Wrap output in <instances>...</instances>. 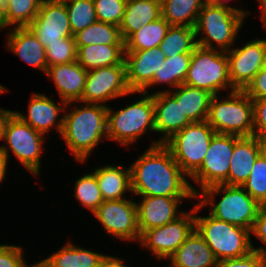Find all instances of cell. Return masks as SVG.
I'll list each match as a JSON object with an SVG mask.
<instances>
[{"label":"cell","instance_id":"obj_10","mask_svg":"<svg viewBox=\"0 0 266 267\" xmlns=\"http://www.w3.org/2000/svg\"><path fill=\"white\" fill-rule=\"evenodd\" d=\"M43 137L39 131L31 128L27 123L23 122L14 112H12L4 125L3 139L9 146H0V151L8 159V147L24 165V167L35 176L39 175L40 171V160Z\"/></svg>","mask_w":266,"mask_h":267},{"label":"cell","instance_id":"obj_49","mask_svg":"<svg viewBox=\"0 0 266 267\" xmlns=\"http://www.w3.org/2000/svg\"><path fill=\"white\" fill-rule=\"evenodd\" d=\"M8 160L9 159L0 151V183L5 178Z\"/></svg>","mask_w":266,"mask_h":267},{"label":"cell","instance_id":"obj_47","mask_svg":"<svg viewBox=\"0 0 266 267\" xmlns=\"http://www.w3.org/2000/svg\"><path fill=\"white\" fill-rule=\"evenodd\" d=\"M99 267H126L123 259L114 256L104 255Z\"/></svg>","mask_w":266,"mask_h":267},{"label":"cell","instance_id":"obj_24","mask_svg":"<svg viewBox=\"0 0 266 267\" xmlns=\"http://www.w3.org/2000/svg\"><path fill=\"white\" fill-rule=\"evenodd\" d=\"M7 37V47L21 60L34 66L43 73L47 72L45 47L39 42L37 36L29 27H14Z\"/></svg>","mask_w":266,"mask_h":267},{"label":"cell","instance_id":"obj_42","mask_svg":"<svg viewBox=\"0 0 266 267\" xmlns=\"http://www.w3.org/2000/svg\"><path fill=\"white\" fill-rule=\"evenodd\" d=\"M253 136L266 141V98L252 99Z\"/></svg>","mask_w":266,"mask_h":267},{"label":"cell","instance_id":"obj_26","mask_svg":"<svg viewBox=\"0 0 266 267\" xmlns=\"http://www.w3.org/2000/svg\"><path fill=\"white\" fill-rule=\"evenodd\" d=\"M166 92H169L180 103L183 113L191 123L207 120L213 96L210 92L184 83L173 92L170 90Z\"/></svg>","mask_w":266,"mask_h":267},{"label":"cell","instance_id":"obj_21","mask_svg":"<svg viewBox=\"0 0 266 267\" xmlns=\"http://www.w3.org/2000/svg\"><path fill=\"white\" fill-rule=\"evenodd\" d=\"M88 71L77 61L51 65L47 68L46 75L51 78L58 90L61 100L70 106L81 99Z\"/></svg>","mask_w":266,"mask_h":267},{"label":"cell","instance_id":"obj_23","mask_svg":"<svg viewBox=\"0 0 266 267\" xmlns=\"http://www.w3.org/2000/svg\"><path fill=\"white\" fill-rule=\"evenodd\" d=\"M168 259L170 267H218L219 263L196 229Z\"/></svg>","mask_w":266,"mask_h":267},{"label":"cell","instance_id":"obj_4","mask_svg":"<svg viewBox=\"0 0 266 267\" xmlns=\"http://www.w3.org/2000/svg\"><path fill=\"white\" fill-rule=\"evenodd\" d=\"M195 229L206 241L218 261L238 258L252 250L266 254L264 247L255 248L251 242L250 229L234 226L212 215L199 217L195 215Z\"/></svg>","mask_w":266,"mask_h":267},{"label":"cell","instance_id":"obj_11","mask_svg":"<svg viewBox=\"0 0 266 267\" xmlns=\"http://www.w3.org/2000/svg\"><path fill=\"white\" fill-rule=\"evenodd\" d=\"M201 208L198 203L190 213L183 212L166 225L146 230L139 240L141 246L150 249L157 259L169 258L195 229V214Z\"/></svg>","mask_w":266,"mask_h":267},{"label":"cell","instance_id":"obj_32","mask_svg":"<svg viewBox=\"0 0 266 267\" xmlns=\"http://www.w3.org/2000/svg\"><path fill=\"white\" fill-rule=\"evenodd\" d=\"M76 46L125 45L119 26L96 21L74 35Z\"/></svg>","mask_w":266,"mask_h":267},{"label":"cell","instance_id":"obj_20","mask_svg":"<svg viewBox=\"0 0 266 267\" xmlns=\"http://www.w3.org/2000/svg\"><path fill=\"white\" fill-rule=\"evenodd\" d=\"M59 102V105L61 104L60 106L44 94L33 93L29 101L28 117L17 111L13 112L31 128L44 135L50 131L52 126L56 127L61 135L64 120L63 116L59 120L57 118H59L58 116L61 112H66L64 110L67 103L63 100Z\"/></svg>","mask_w":266,"mask_h":267},{"label":"cell","instance_id":"obj_18","mask_svg":"<svg viewBox=\"0 0 266 267\" xmlns=\"http://www.w3.org/2000/svg\"><path fill=\"white\" fill-rule=\"evenodd\" d=\"M141 202L136 203L138 226L142 235L146 230L161 227L177 219L183 212H177L183 199L196 197H165L141 196Z\"/></svg>","mask_w":266,"mask_h":267},{"label":"cell","instance_id":"obj_48","mask_svg":"<svg viewBox=\"0 0 266 267\" xmlns=\"http://www.w3.org/2000/svg\"><path fill=\"white\" fill-rule=\"evenodd\" d=\"M13 111L5 110L0 108V140L3 139V131H4V125L5 122L8 118V116L12 113Z\"/></svg>","mask_w":266,"mask_h":267},{"label":"cell","instance_id":"obj_31","mask_svg":"<svg viewBox=\"0 0 266 267\" xmlns=\"http://www.w3.org/2000/svg\"><path fill=\"white\" fill-rule=\"evenodd\" d=\"M42 0H6L0 17V29L7 26L28 27L39 11Z\"/></svg>","mask_w":266,"mask_h":267},{"label":"cell","instance_id":"obj_16","mask_svg":"<svg viewBox=\"0 0 266 267\" xmlns=\"http://www.w3.org/2000/svg\"><path fill=\"white\" fill-rule=\"evenodd\" d=\"M266 39H255L243 47L232 48L228 56L229 78L235 90H244L262 69Z\"/></svg>","mask_w":266,"mask_h":267},{"label":"cell","instance_id":"obj_41","mask_svg":"<svg viewBox=\"0 0 266 267\" xmlns=\"http://www.w3.org/2000/svg\"><path fill=\"white\" fill-rule=\"evenodd\" d=\"M218 267H266V254L252 250L242 257L221 260Z\"/></svg>","mask_w":266,"mask_h":267},{"label":"cell","instance_id":"obj_19","mask_svg":"<svg viewBox=\"0 0 266 267\" xmlns=\"http://www.w3.org/2000/svg\"><path fill=\"white\" fill-rule=\"evenodd\" d=\"M155 132L162 134L159 144H164L175 133L182 130L191 122L188 120L180 103L166 91L153 93Z\"/></svg>","mask_w":266,"mask_h":267},{"label":"cell","instance_id":"obj_52","mask_svg":"<svg viewBox=\"0 0 266 267\" xmlns=\"http://www.w3.org/2000/svg\"><path fill=\"white\" fill-rule=\"evenodd\" d=\"M262 69L266 71V44H265V50L263 53Z\"/></svg>","mask_w":266,"mask_h":267},{"label":"cell","instance_id":"obj_5","mask_svg":"<svg viewBox=\"0 0 266 267\" xmlns=\"http://www.w3.org/2000/svg\"><path fill=\"white\" fill-rule=\"evenodd\" d=\"M228 96L222 100L218 95L212 96L208 124L219 134L253 136L252 99L243 90H235Z\"/></svg>","mask_w":266,"mask_h":267},{"label":"cell","instance_id":"obj_35","mask_svg":"<svg viewBox=\"0 0 266 267\" xmlns=\"http://www.w3.org/2000/svg\"><path fill=\"white\" fill-rule=\"evenodd\" d=\"M191 56L192 54H179L174 57H167L147 88L155 84L164 83L176 89L179 85L183 84L189 69Z\"/></svg>","mask_w":266,"mask_h":267},{"label":"cell","instance_id":"obj_8","mask_svg":"<svg viewBox=\"0 0 266 267\" xmlns=\"http://www.w3.org/2000/svg\"><path fill=\"white\" fill-rule=\"evenodd\" d=\"M184 84L206 90L212 95H220V90L228 87L231 92L235 91L229 78L227 53L197 46L192 52Z\"/></svg>","mask_w":266,"mask_h":267},{"label":"cell","instance_id":"obj_6","mask_svg":"<svg viewBox=\"0 0 266 267\" xmlns=\"http://www.w3.org/2000/svg\"><path fill=\"white\" fill-rule=\"evenodd\" d=\"M143 97L123 109L107 110V139L115 140L120 145L132 144L147 131L155 133L153 94L143 92Z\"/></svg>","mask_w":266,"mask_h":267},{"label":"cell","instance_id":"obj_36","mask_svg":"<svg viewBox=\"0 0 266 267\" xmlns=\"http://www.w3.org/2000/svg\"><path fill=\"white\" fill-rule=\"evenodd\" d=\"M66 4L72 35L97 21L93 0H63Z\"/></svg>","mask_w":266,"mask_h":267},{"label":"cell","instance_id":"obj_43","mask_svg":"<svg viewBox=\"0 0 266 267\" xmlns=\"http://www.w3.org/2000/svg\"><path fill=\"white\" fill-rule=\"evenodd\" d=\"M24 261L21 247L0 244V267H20Z\"/></svg>","mask_w":266,"mask_h":267},{"label":"cell","instance_id":"obj_12","mask_svg":"<svg viewBox=\"0 0 266 267\" xmlns=\"http://www.w3.org/2000/svg\"><path fill=\"white\" fill-rule=\"evenodd\" d=\"M238 138L232 134L213 136L201 166L190 176L200 185V191L212 185H228L230 159Z\"/></svg>","mask_w":266,"mask_h":267},{"label":"cell","instance_id":"obj_40","mask_svg":"<svg viewBox=\"0 0 266 267\" xmlns=\"http://www.w3.org/2000/svg\"><path fill=\"white\" fill-rule=\"evenodd\" d=\"M97 21L120 26L127 0H93Z\"/></svg>","mask_w":266,"mask_h":267},{"label":"cell","instance_id":"obj_17","mask_svg":"<svg viewBox=\"0 0 266 267\" xmlns=\"http://www.w3.org/2000/svg\"><path fill=\"white\" fill-rule=\"evenodd\" d=\"M165 54L155 47L149 50L125 51L126 81L132 92L147 93L157 70L164 64Z\"/></svg>","mask_w":266,"mask_h":267},{"label":"cell","instance_id":"obj_46","mask_svg":"<svg viewBox=\"0 0 266 267\" xmlns=\"http://www.w3.org/2000/svg\"><path fill=\"white\" fill-rule=\"evenodd\" d=\"M229 1L230 0H203L205 4H212L215 6H220L223 8L230 9L234 11L235 13L242 15L244 18L248 15L249 11H245L243 9H239V8H235V7L227 5L226 3H228Z\"/></svg>","mask_w":266,"mask_h":267},{"label":"cell","instance_id":"obj_9","mask_svg":"<svg viewBox=\"0 0 266 267\" xmlns=\"http://www.w3.org/2000/svg\"><path fill=\"white\" fill-rule=\"evenodd\" d=\"M215 134L207 120L193 122L175 133L164 145L181 170L190 177L201 166Z\"/></svg>","mask_w":266,"mask_h":267},{"label":"cell","instance_id":"obj_25","mask_svg":"<svg viewBox=\"0 0 266 267\" xmlns=\"http://www.w3.org/2000/svg\"><path fill=\"white\" fill-rule=\"evenodd\" d=\"M162 17L161 0H127L122 22L119 26L125 42L142 26Z\"/></svg>","mask_w":266,"mask_h":267},{"label":"cell","instance_id":"obj_45","mask_svg":"<svg viewBox=\"0 0 266 267\" xmlns=\"http://www.w3.org/2000/svg\"><path fill=\"white\" fill-rule=\"evenodd\" d=\"M251 233L257 236L260 241L266 245V204L261 205L257 218L250 230V234Z\"/></svg>","mask_w":266,"mask_h":267},{"label":"cell","instance_id":"obj_34","mask_svg":"<svg viewBox=\"0 0 266 267\" xmlns=\"http://www.w3.org/2000/svg\"><path fill=\"white\" fill-rule=\"evenodd\" d=\"M195 28L187 26H170L159 49L167 57L179 54H192L197 47Z\"/></svg>","mask_w":266,"mask_h":267},{"label":"cell","instance_id":"obj_38","mask_svg":"<svg viewBox=\"0 0 266 267\" xmlns=\"http://www.w3.org/2000/svg\"><path fill=\"white\" fill-rule=\"evenodd\" d=\"M242 187L260 205L266 204V155L263 152L256 159Z\"/></svg>","mask_w":266,"mask_h":267},{"label":"cell","instance_id":"obj_13","mask_svg":"<svg viewBox=\"0 0 266 267\" xmlns=\"http://www.w3.org/2000/svg\"><path fill=\"white\" fill-rule=\"evenodd\" d=\"M126 81L125 61L121 64L89 70L79 103L102 104L116 97L133 94Z\"/></svg>","mask_w":266,"mask_h":267},{"label":"cell","instance_id":"obj_37","mask_svg":"<svg viewBox=\"0 0 266 267\" xmlns=\"http://www.w3.org/2000/svg\"><path fill=\"white\" fill-rule=\"evenodd\" d=\"M75 197L82 206L92 213L104 201L94 173H88L75 183Z\"/></svg>","mask_w":266,"mask_h":267},{"label":"cell","instance_id":"obj_14","mask_svg":"<svg viewBox=\"0 0 266 267\" xmlns=\"http://www.w3.org/2000/svg\"><path fill=\"white\" fill-rule=\"evenodd\" d=\"M92 214L108 234L121 240H140L136 202L126 198L103 201Z\"/></svg>","mask_w":266,"mask_h":267},{"label":"cell","instance_id":"obj_22","mask_svg":"<svg viewBox=\"0 0 266 267\" xmlns=\"http://www.w3.org/2000/svg\"><path fill=\"white\" fill-rule=\"evenodd\" d=\"M264 140L255 136L239 137L235 141L230 159L228 185L242 186L248 179L251 169L263 152Z\"/></svg>","mask_w":266,"mask_h":267},{"label":"cell","instance_id":"obj_54","mask_svg":"<svg viewBox=\"0 0 266 267\" xmlns=\"http://www.w3.org/2000/svg\"><path fill=\"white\" fill-rule=\"evenodd\" d=\"M6 91H7V89H6L4 86H2V85L0 84V95H1L2 93L6 92Z\"/></svg>","mask_w":266,"mask_h":267},{"label":"cell","instance_id":"obj_51","mask_svg":"<svg viewBox=\"0 0 266 267\" xmlns=\"http://www.w3.org/2000/svg\"><path fill=\"white\" fill-rule=\"evenodd\" d=\"M20 267H30V265L28 266L27 263H25L24 261ZM31 267H49V265L45 259H42L41 261L35 263L34 265L32 264Z\"/></svg>","mask_w":266,"mask_h":267},{"label":"cell","instance_id":"obj_27","mask_svg":"<svg viewBox=\"0 0 266 267\" xmlns=\"http://www.w3.org/2000/svg\"><path fill=\"white\" fill-rule=\"evenodd\" d=\"M95 174L101 195L104 201L121 200L123 194L131 192V169L119 166L107 165L97 167Z\"/></svg>","mask_w":266,"mask_h":267},{"label":"cell","instance_id":"obj_50","mask_svg":"<svg viewBox=\"0 0 266 267\" xmlns=\"http://www.w3.org/2000/svg\"><path fill=\"white\" fill-rule=\"evenodd\" d=\"M260 4V10H261V19L263 22L264 28L266 29V0H257Z\"/></svg>","mask_w":266,"mask_h":267},{"label":"cell","instance_id":"obj_2","mask_svg":"<svg viewBox=\"0 0 266 267\" xmlns=\"http://www.w3.org/2000/svg\"><path fill=\"white\" fill-rule=\"evenodd\" d=\"M74 106L69 113H63L61 137L75 157V161L85 162L90 152L107 138V110L102 104L84 103Z\"/></svg>","mask_w":266,"mask_h":267},{"label":"cell","instance_id":"obj_53","mask_svg":"<svg viewBox=\"0 0 266 267\" xmlns=\"http://www.w3.org/2000/svg\"><path fill=\"white\" fill-rule=\"evenodd\" d=\"M6 0H0V17L2 15L3 9L5 7Z\"/></svg>","mask_w":266,"mask_h":267},{"label":"cell","instance_id":"obj_15","mask_svg":"<svg viewBox=\"0 0 266 267\" xmlns=\"http://www.w3.org/2000/svg\"><path fill=\"white\" fill-rule=\"evenodd\" d=\"M28 27L44 47L73 36L63 0H42L37 16Z\"/></svg>","mask_w":266,"mask_h":267},{"label":"cell","instance_id":"obj_28","mask_svg":"<svg viewBox=\"0 0 266 267\" xmlns=\"http://www.w3.org/2000/svg\"><path fill=\"white\" fill-rule=\"evenodd\" d=\"M77 62L86 70L121 64L125 59V45L76 46Z\"/></svg>","mask_w":266,"mask_h":267},{"label":"cell","instance_id":"obj_1","mask_svg":"<svg viewBox=\"0 0 266 267\" xmlns=\"http://www.w3.org/2000/svg\"><path fill=\"white\" fill-rule=\"evenodd\" d=\"M131 169V192L139 196L195 197V189L176 163L171 151L154 141ZM186 176V177H185Z\"/></svg>","mask_w":266,"mask_h":267},{"label":"cell","instance_id":"obj_3","mask_svg":"<svg viewBox=\"0 0 266 267\" xmlns=\"http://www.w3.org/2000/svg\"><path fill=\"white\" fill-rule=\"evenodd\" d=\"M218 193H223L218 203L213 199ZM196 198L202 197L198 203L210 207V215L244 229H250L257 218L261 205L252 198L242 186L217 184L200 191ZM215 202V203H214Z\"/></svg>","mask_w":266,"mask_h":267},{"label":"cell","instance_id":"obj_44","mask_svg":"<svg viewBox=\"0 0 266 267\" xmlns=\"http://www.w3.org/2000/svg\"><path fill=\"white\" fill-rule=\"evenodd\" d=\"M243 91L251 99L266 98V71L261 69Z\"/></svg>","mask_w":266,"mask_h":267},{"label":"cell","instance_id":"obj_33","mask_svg":"<svg viewBox=\"0 0 266 267\" xmlns=\"http://www.w3.org/2000/svg\"><path fill=\"white\" fill-rule=\"evenodd\" d=\"M170 25L163 18L142 26L125 41V51H141L159 47Z\"/></svg>","mask_w":266,"mask_h":267},{"label":"cell","instance_id":"obj_7","mask_svg":"<svg viewBox=\"0 0 266 267\" xmlns=\"http://www.w3.org/2000/svg\"><path fill=\"white\" fill-rule=\"evenodd\" d=\"M244 17L234 11L215 6L204 4L199 12L195 25V34L204 35L197 40V46L207 49H217L228 52L238 37V32L243 26ZM215 42L218 46L211 42Z\"/></svg>","mask_w":266,"mask_h":267},{"label":"cell","instance_id":"obj_30","mask_svg":"<svg viewBox=\"0 0 266 267\" xmlns=\"http://www.w3.org/2000/svg\"><path fill=\"white\" fill-rule=\"evenodd\" d=\"M103 256L69 242L45 260L49 267H99Z\"/></svg>","mask_w":266,"mask_h":267},{"label":"cell","instance_id":"obj_29","mask_svg":"<svg viewBox=\"0 0 266 267\" xmlns=\"http://www.w3.org/2000/svg\"><path fill=\"white\" fill-rule=\"evenodd\" d=\"M204 4L203 0H161L162 17L170 26L195 28Z\"/></svg>","mask_w":266,"mask_h":267},{"label":"cell","instance_id":"obj_55","mask_svg":"<svg viewBox=\"0 0 266 267\" xmlns=\"http://www.w3.org/2000/svg\"><path fill=\"white\" fill-rule=\"evenodd\" d=\"M263 153L266 155V141H264Z\"/></svg>","mask_w":266,"mask_h":267},{"label":"cell","instance_id":"obj_39","mask_svg":"<svg viewBox=\"0 0 266 267\" xmlns=\"http://www.w3.org/2000/svg\"><path fill=\"white\" fill-rule=\"evenodd\" d=\"M48 67L77 61V48L74 36L66 37L62 42L50 43L45 47Z\"/></svg>","mask_w":266,"mask_h":267}]
</instances>
